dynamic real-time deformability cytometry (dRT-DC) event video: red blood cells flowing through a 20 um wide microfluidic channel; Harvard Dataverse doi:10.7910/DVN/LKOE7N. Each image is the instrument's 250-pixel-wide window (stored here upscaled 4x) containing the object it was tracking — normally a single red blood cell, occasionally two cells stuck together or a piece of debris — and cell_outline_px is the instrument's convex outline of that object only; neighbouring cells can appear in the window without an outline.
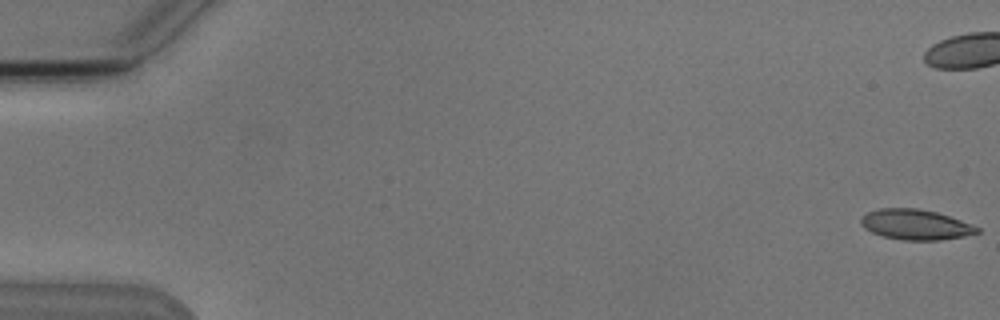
{"species": "Egyptian fruit bat (a non-hibernating species)", "species_latin": "Rousettus aegyptiacus", "temperature_condition": "cold", "stored_images_in_passage": 9, "camera_frame_rate_fps": 3000, "um_per_image_px": 0.085, "animal": {"sex": "male"}, "frame": {"image": 1, "passage_image": 1, "time_ms": 0.0, "image_size_px": [1000, 320], "cell_outline_px": [[980, 232], [964, 236], [940, 240], [904, 240], [884, 236], [872, 232], [864, 228], [860, 224], [860, 216], [868, 212], [880, 208], [916, 208], [936, 212], [960, 220], [980, 228]], "centroid_in_image_um": [77.79, 19.08], "position_along_channel_um": 7.2, "area_um2": 20.4}}
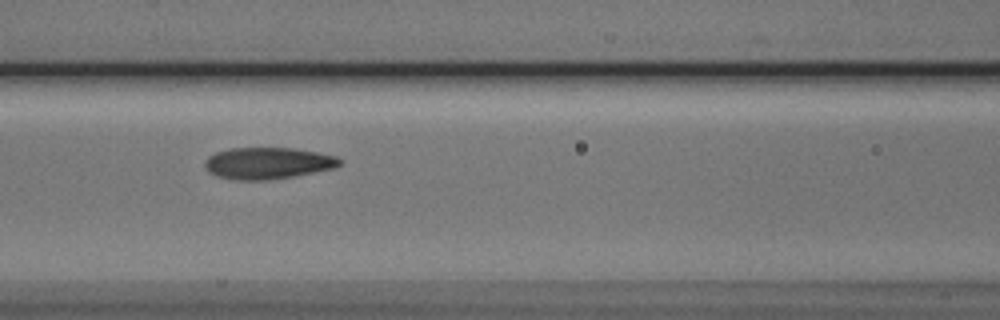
{"frame": {"image": 2, "passage_image": 8, "time_ms": 9.0, "image_size_px": [1000, 320], "cell_outline_px": [[340, 164], [332, 168], [292, 176], [268, 180], [236, 180], [216, 176], [208, 172], [204, 164], [208, 156], [216, 152], [228, 148], [292, 148], [316, 152], [336, 156], [340, 160]], "centroid_in_image_um": [22.69, 13.87], "position_along_channel_um": 143.9, "area_um2": 24.62}}
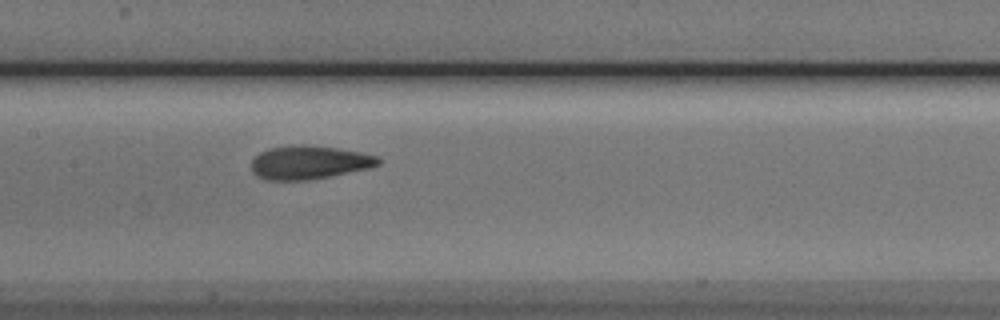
{"frame": {"image": 3, "passage_image": 9, "time_ms": 10.0, "image_size_px": [1000, 320], "cell_outline_px": [[380, 164], [372, 168], [308, 180], [268, 180], [256, 176], [252, 172], [252, 160], [260, 152], [268, 148], [292, 144], [304, 144], [336, 148], [360, 152], [380, 156]], "centroid_in_image_um": [26.29, 13.8], "position_along_channel_um": 181.1, "area_um2": 25.03}}